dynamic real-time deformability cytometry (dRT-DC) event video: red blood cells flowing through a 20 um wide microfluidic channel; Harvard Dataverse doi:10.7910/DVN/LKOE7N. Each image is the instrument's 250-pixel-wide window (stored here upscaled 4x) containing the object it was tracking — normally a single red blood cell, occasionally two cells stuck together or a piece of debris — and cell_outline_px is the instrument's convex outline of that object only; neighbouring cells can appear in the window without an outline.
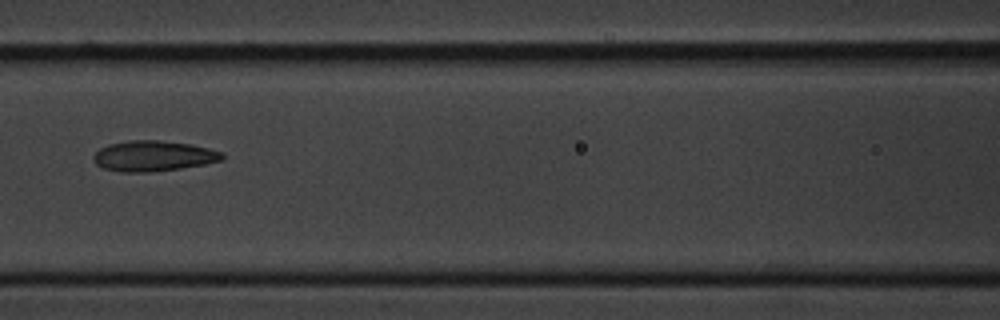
{"species": "common noctule bat (a hibernating species)", "species_latin": "Nyctalus noctula", "temperature_condition": "cold", "stored_images_in_passage": 4, "camera_frame_rate_fps": 3000, "um_per_image_px": 0.085, "animal": {"sex": "male", "body_mass_g": 20.1, "forearm_length_mm": 53.5}, "frame": {"image": 1, "passage_image": 3, "time_ms": 2.333, "image_size_px": [1000, 320], "cell_outline_px": [[224, 160], [204, 164], [180, 168], [144, 172], [124, 172], [104, 168], [96, 164], [92, 160], [92, 156], [100, 148], [108, 144], [128, 140], [156, 140], [192, 144], [224, 152]], "centroid_in_image_um": [13.04, 13.25], "position_along_channel_um": 153.6, "area_um2": 22.89}}
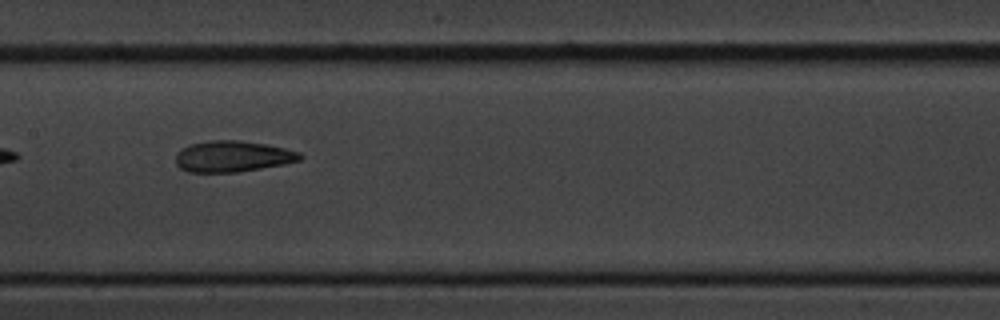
{"frame": {"image": 2, "passage_image": 4, "time_ms": 3.333, "image_size_px": [1000, 320], "cell_outline_px": [[304, 156], [300, 160], [284, 164], [236, 172], [188, 172], [180, 168], [176, 164], [176, 152], [188, 144], [208, 140], [240, 140], [264, 144], [284, 148], [300, 152]], "centroid_in_image_um": [19.74, 13.28], "position_along_channel_um": 187.7, "area_um2": 22.6}}